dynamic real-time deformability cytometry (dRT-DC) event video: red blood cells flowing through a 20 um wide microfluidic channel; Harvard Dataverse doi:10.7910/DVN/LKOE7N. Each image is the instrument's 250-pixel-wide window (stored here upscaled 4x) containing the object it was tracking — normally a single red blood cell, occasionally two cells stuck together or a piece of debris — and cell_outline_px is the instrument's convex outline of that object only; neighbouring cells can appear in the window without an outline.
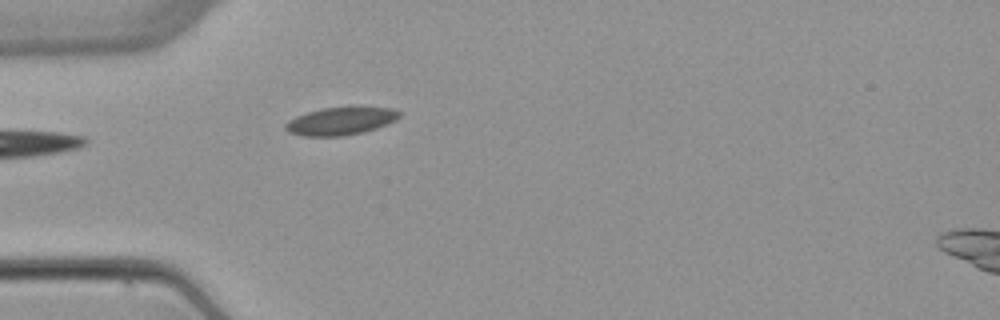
{"species": "common noctule bat (a hibernating species)", "species_latin": "Nyctalus noctula", "temperature_condition": "warm", "stored_images_in_passage": 3, "camera_frame_rate_fps": 3000, "um_per_image_px": 0.085, "animal": {"sex": "female", "body_mass_g": 22.7, "forearm_length_mm": 54.2}, "frame": {"image": 1, "passage_image": 3, "time_ms": 4.0, "image_size_px": [1000, 320], "cell_outline_px": [[400, 116], [396, 120], [388, 124], [364, 132], [344, 136], [304, 136], [288, 132], [284, 128], [284, 124], [288, 120], [296, 116], [320, 108], [352, 104], [392, 108], [400, 112]], "centroid_in_image_um": [28.99, 10.24], "position_along_channel_um": 56.0, "area_um2": 19.31}}